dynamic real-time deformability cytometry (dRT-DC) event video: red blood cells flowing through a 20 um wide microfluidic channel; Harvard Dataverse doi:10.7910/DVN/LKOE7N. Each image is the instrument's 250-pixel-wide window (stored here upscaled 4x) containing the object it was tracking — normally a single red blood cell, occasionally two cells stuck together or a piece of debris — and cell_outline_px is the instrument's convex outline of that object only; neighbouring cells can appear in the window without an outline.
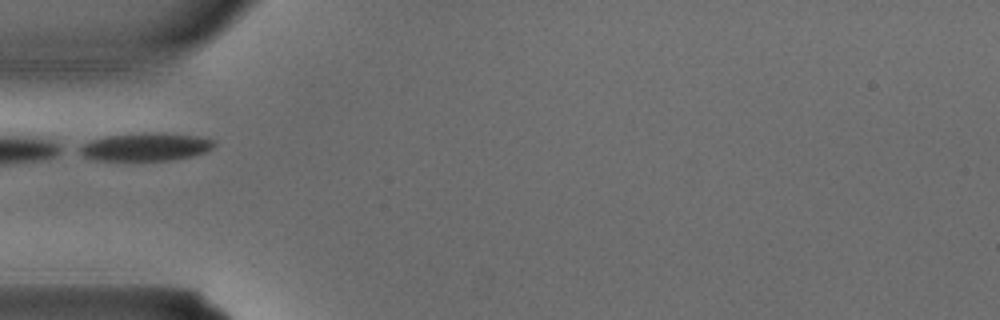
{"species": "common noctule bat (a hibernating species)", "species_latin": "Nyctalus noctula", "temperature_condition": "warm", "stored_images_in_passage": 4, "camera_frame_rate_fps": 3000, "um_per_image_px": 0.085, "animal": {"sex": "male", "body_mass_g": 15.6}, "frame": {"image": 1, "passage_image": 4, "time_ms": 1.0, "image_size_px": [1000, 320], "cell_outline_px": [[216, 144], [212, 148], [204, 152], [192, 156], [172, 160], [100, 160], [84, 156], [76, 152], [76, 148], [92, 140], [104, 136], [144, 132], [152, 132], [200, 136], [216, 140]], "centroid_in_image_um": [12.38, 12.47], "position_along_channel_um": 72.6, "area_um2": 22.08}}